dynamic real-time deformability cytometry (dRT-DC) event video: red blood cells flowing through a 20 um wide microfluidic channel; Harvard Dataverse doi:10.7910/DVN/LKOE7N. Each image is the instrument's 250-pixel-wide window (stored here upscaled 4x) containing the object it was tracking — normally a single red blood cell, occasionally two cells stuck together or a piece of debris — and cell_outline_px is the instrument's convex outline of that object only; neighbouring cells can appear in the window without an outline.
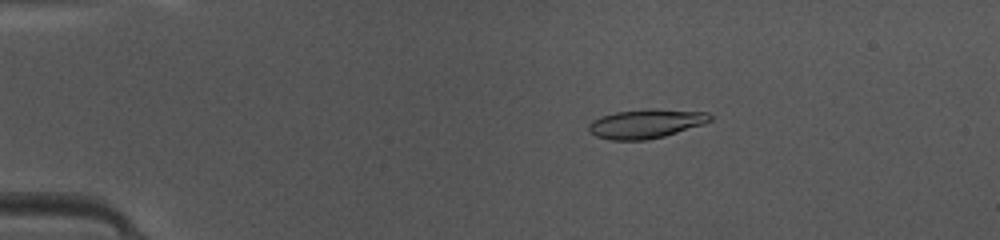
{"species": "common noctule bat (a hibernating species)", "species_latin": "Nyctalus noctula", "temperature_condition": "warm", "stored_images_in_passage": 47, "camera_frame_rate_fps": 3000, "um_per_image_px": 0.085, "animal": {"sex": "female", "body_mass_g": 10.0, "forearm_length_mm": 53.1}, "frame": {"image": 1, "passage_image": 9, "time_ms": 2.667, "image_size_px": [1000, 240], "cell_outline_px": [[712, 120], [704, 124], [664, 136], [648, 140], [612, 140], [596, 136], [588, 132], [588, 124], [592, 120], [600, 116], [616, 112], [648, 108], [656, 108], [708, 112], [712, 116]], "centroid_in_image_um": [54.9, 10.5], "position_along_channel_um": 30.1, "area_um2": 20.87}}
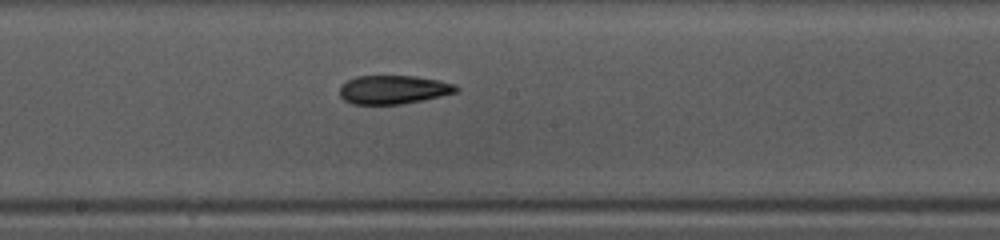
{"frame": {"image": 2, "passage_image": 26, "time_ms": 8.333, "image_size_px": [1000, 240], "cell_outline_px": [[460, 88], [456, 92], [424, 100], [400, 104], [352, 104], [344, 100], [340, 96], [340, 84], [356, 76], [416, 76], [440, 80], [456, 84]], "centroid_in_image_um": [33.44, 7.61], "position_along_channel_um": 214.8, "area_um2": 19.59}}
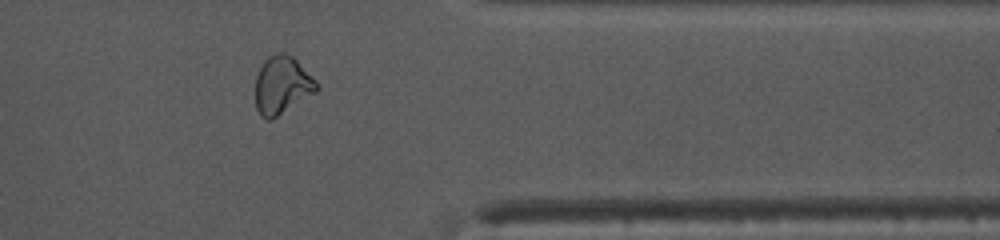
{"frame": {"image": 3, "passage_image": 39, "time_ms": 12.667, "image_size_px": [1000, 240], "cell_outline_px": [[320, 88], [316, 92], [272, 120], [268, 120], [260, 116], [256, 108], [256, 76], [264, 60], [268, 56], [280, 52], [284, 52], [292, 56], [316, 80]], "centroid_in_image_um": [23.97, 7.25], "position_along_channel_um": 387.4, "area_um2": 20.69}, "authors_computed_cell_mechanics": {"area_um2": 19.7098, "velocity_mm_per_s": 4.1854, "shape_relaxation_time_tau1_ms": 9.9645, "shape_relaxation_time_tau2_ms": 3.5322, "deformation_change_tau1": 0.2455, "deformation_change_tau2": 0.112}}